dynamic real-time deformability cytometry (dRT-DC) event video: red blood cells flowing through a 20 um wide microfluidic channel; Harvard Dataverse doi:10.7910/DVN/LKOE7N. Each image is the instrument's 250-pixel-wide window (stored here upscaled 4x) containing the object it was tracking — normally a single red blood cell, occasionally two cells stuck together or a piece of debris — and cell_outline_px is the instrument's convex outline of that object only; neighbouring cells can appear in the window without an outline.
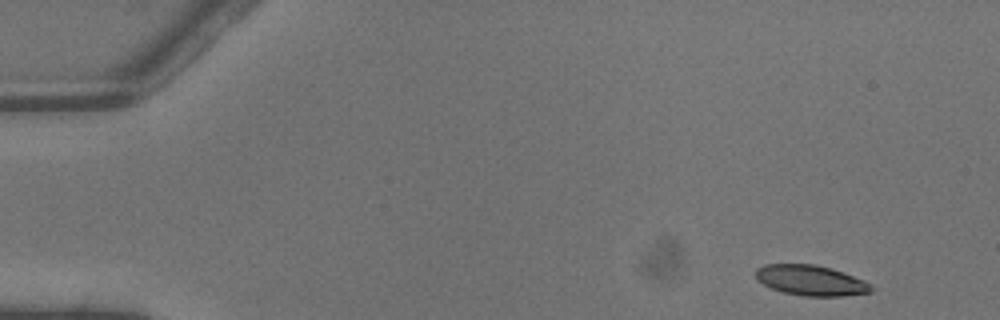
{"species": "common noctule bat (a hibernating species)", "species_latin": "Nyctalus noctula", "temperature_condition": "warm", "stored_images_in_passage": 4, "camera_frame_rate_fps": 3000, "um_per_image_px": 0.085, "animal": {"sex": "male", "body_mass_g": 13.3}, "frame": {"image": 1, "passage_image": 1, "time_ms": 0.0, "image_size_px": [1000, 320], "cell_outline_px": [[876, 288], [872, 292], [844, 296], [804, 296], [784, 292], [772, 288], [756, 280], [756, 268], [764, 264], [816, 264], [864, 280], [872, 284]], "centroid_in_image_um": [68.94, 23.84], "position_along_channel_um": 16.1, "area_um2": 20.4}}
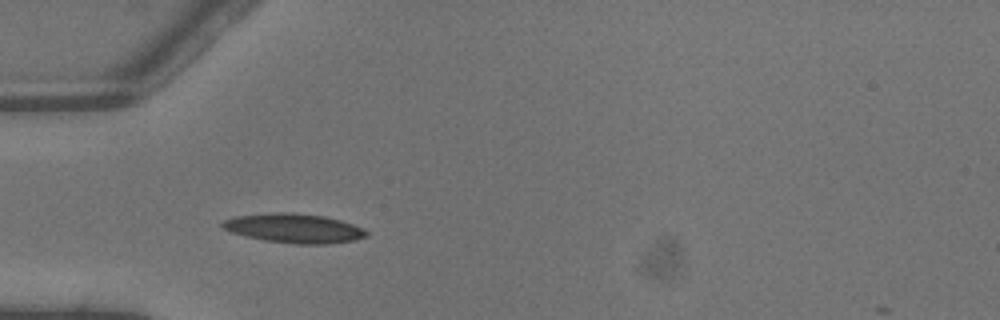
{"frame": {"image": 2, "passage_image": 4, "time_ms": 1.0, "image_size_px": [1000, 320], "cell_outline_px": [[368, 236], [356, 240], [328, 244], [296, 244], [264, 240], [244, 236], [232, 232], [224, 228], [220, 224], [224, 220], [236, 216], [272, 212], [292, 212], [324, 216], [340, 220], [364, 228], [368, 232]], "centroid_in_image_um": [25.02, 19.4], "position_along_channel_um": 60.0, "area_um2": 24.68}}